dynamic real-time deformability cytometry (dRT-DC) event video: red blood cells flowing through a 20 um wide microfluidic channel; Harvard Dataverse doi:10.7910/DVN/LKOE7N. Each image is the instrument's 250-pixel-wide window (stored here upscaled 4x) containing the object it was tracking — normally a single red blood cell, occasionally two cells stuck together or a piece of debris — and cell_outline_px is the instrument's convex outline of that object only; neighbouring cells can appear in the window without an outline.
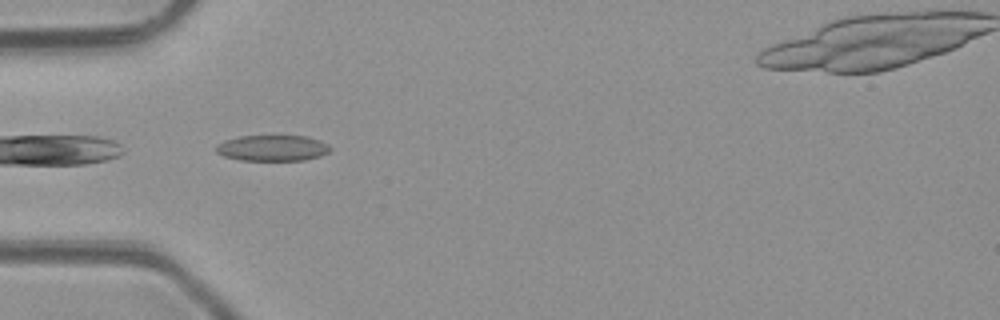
{"species": "common noctule bat (a hibernating species)", "species_latin": "Nyctalus noctula", "temperature_condition": "room temperature", "stored_images_in_passage": 3, "camera_frame_rate_fps": 3000, "um_per_image_px": 0.085, "animal": {"sex": "male", "body_mass_g": 23.1, "forearm_length_mm": 52.7}, "frame": {"image": 1, "passage_image": 1, "time_ms": 0.0, "image_size_px": [1000, 320], "cell_outline_px": [[332, 148], [328, 152], [320, 156], [304, 160], [240, 160], [224, 156], [216, 152], [216, 144], [224, 140], [240, 136], [308, 136], [320, 140], [328, 144]], "centroid_in_image_um": [23.16, 12.58], "position_along_channel_um": 61.8, "area_um2": 17.28}}
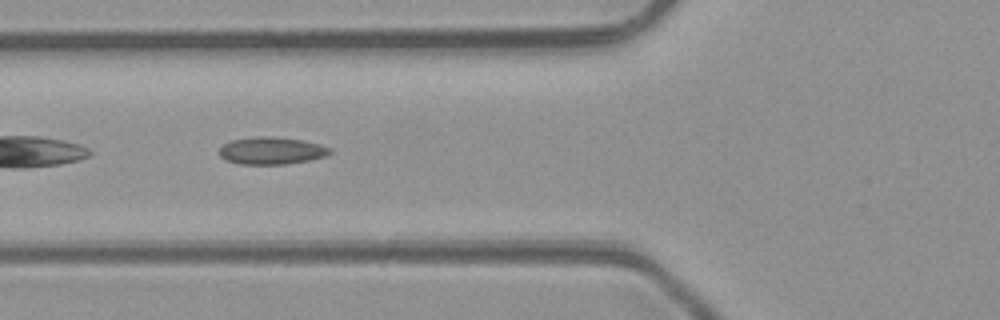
{"frame": {"image": 2, "passage_image": 2, "time_ms": 1.0, "image_size_px": [1000, 320], "cell_outline_px": [[332, 152], [328, 156], [288, 164], [240, 164], [224, 160], [220, 156], [220, 148], [224, 144], [232, 140], [256, 136], [272, 136], [304, 140], [320, 144], [332, 148]], "centroid_in_image_um": [23.11, 12.8], "position_along_channel_um": 102.7, "area_um2": 17.8}}
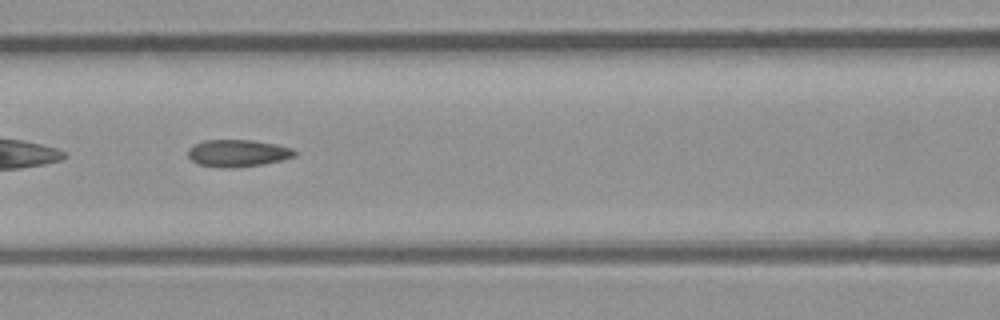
{"frame": {"image": 3, "passage_image": 3, "time_ms": 2.0, "image_size_px": [1000, 320], "cell_outline_px": [[296, 156], [280, 160], [260, 164], [236, 168], [220, 168], [200, 164], [192, 160], [188, 156], [188, 148], [192, 144], [204, 140], [252, 140], [292, 148], [296, 152]], "centroid_in_image_um": [20.16, 13.02], "position_along_channel_um": 146.4, "area_um2": 16.76}}